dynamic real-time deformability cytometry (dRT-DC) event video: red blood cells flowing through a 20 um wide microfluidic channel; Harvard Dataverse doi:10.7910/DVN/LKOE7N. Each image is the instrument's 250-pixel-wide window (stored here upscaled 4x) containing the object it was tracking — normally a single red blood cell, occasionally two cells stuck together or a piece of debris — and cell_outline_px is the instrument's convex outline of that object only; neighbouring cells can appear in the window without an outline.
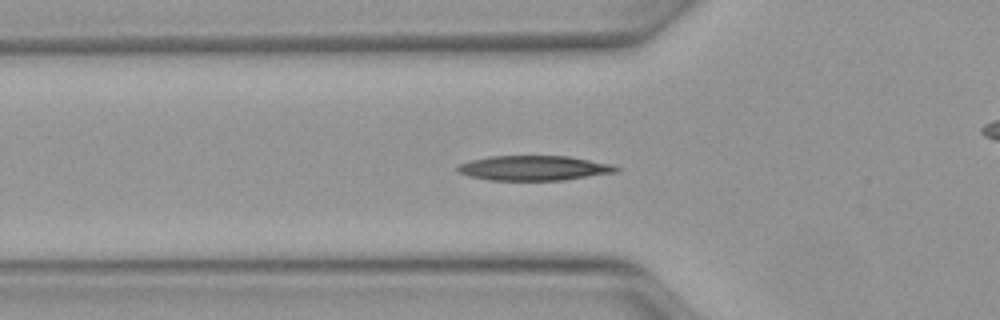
{"species": "Egyptian fruit bat (a non-hibernating species)", "species_latin": "Rousettus aegyptiacus", "temperature_condition": "warm", "stored_images_in_passage": 41, "camera_frame_rate_fps": 3000, "um_per_image_px": 0.085, "animal": {"sex": "female"}, "frame": {"image": 1, "passage_image": 12, "time_ms": 3.667, "image_size_px": [1000, 320], "cell_outline_px": [[620, 172], [564, 180], [488, 180], [468, 176], [456, 172], [456, 168], [460, 164], [472, 160], [488, 156], [568, 156], [612, 164], [620, 168]], "centroid_in_image_um": [45.4, 14.29], "position_along_channel_um": 80.4, "area_um2": 23.12}}